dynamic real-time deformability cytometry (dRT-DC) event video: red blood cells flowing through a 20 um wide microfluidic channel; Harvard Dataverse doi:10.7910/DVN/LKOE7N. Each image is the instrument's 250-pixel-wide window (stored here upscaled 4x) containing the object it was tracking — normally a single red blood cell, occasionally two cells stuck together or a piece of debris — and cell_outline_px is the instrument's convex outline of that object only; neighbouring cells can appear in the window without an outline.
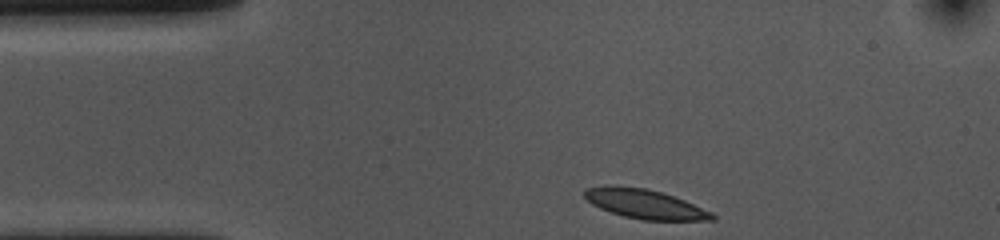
{"species": "common noctule bat (a hibernating species)", "species_latin": "Nyctalus noctula", "temperature_condition": "cold", "stored_images_in_passage": 34, "camera_frame_rate_fps": 3000, "um_per_image_px": 0.085, "animal": {"sex": "female", "body_mass_g": 10.0, "forearm_length_mm": 53.1}, "frame": {"image": 1, "passage_image": 1, "time_ms": 0.0, "image_size_px": [1000, 240], "cell_outline_px": [[716, 220], [644, 220], [624, 216], [600, 208], [592, 204], [584, 196], [584, 188], [608, 184], [612, 184], [648, 188], [684, 200], [712, 212], [716, 216]], "centroid_in_image_um": [54.78, 17.32], "position_along_channel_um": 30.2, "area_um2": 21.91}}
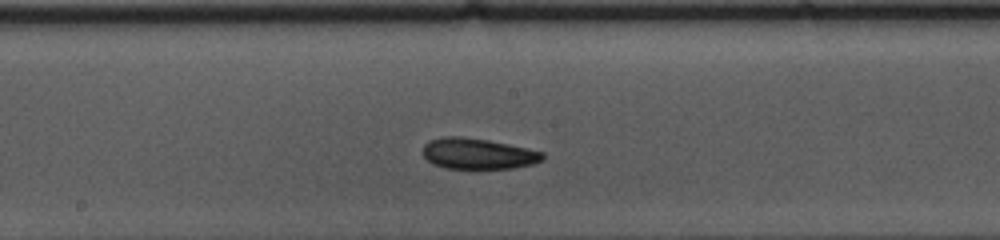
{"frame": {"image": 2, "passage_image": 19, "time_ms": 6.0, "image_size_px": [1000, 240], "cell_outline_px": [[544, 160], [532, 164], [516, 168], [444, 168], [432, 164], [420, 152], [424, 144], [428, 140], [440, 136], [460, 136], [488, 140], [528, 148], [544, 152]], "centroid_in_image_um": [40.59, 13.05], "position_along_channel_um": 207.6, "area_um2": 21.85}}
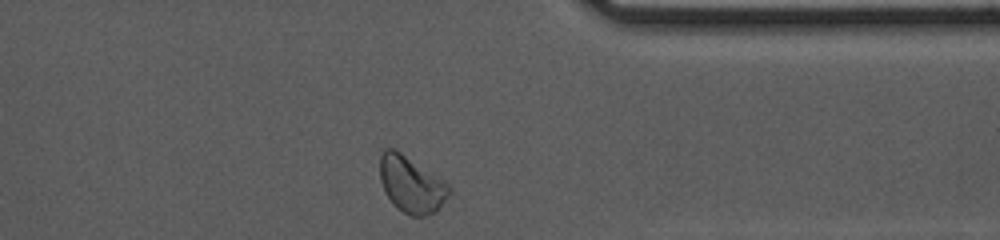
{"frame": {"image": 3, "passage_image": 34, "time_ms": 11.0, "image_size_px": [1000, 240], "cell_outline_px": [[452, 192], [436, 212], [424, 216], [412, 216], [404, 212], [384, 192], [380, 180], [380, 152], [384, 148], [392, 148], [400, 152], [432, 172], [444, 180], [452, 188]], "centroid_in_image_um": [34.98, 15.66], "position_along_channel_um": 376.4, "area_um2": 22.66}, "authors_computed_cell_mechanics": {"area_um2": 21.8773, "velocity_mm_per_s": 3.5813, "shape_relaxation_time_tau1_ms": 2.9743, "shape_relaxation_time_tau2_ms": null, "deformation_change_tau1": 0.0762, "deformation_change_tau2": null}}